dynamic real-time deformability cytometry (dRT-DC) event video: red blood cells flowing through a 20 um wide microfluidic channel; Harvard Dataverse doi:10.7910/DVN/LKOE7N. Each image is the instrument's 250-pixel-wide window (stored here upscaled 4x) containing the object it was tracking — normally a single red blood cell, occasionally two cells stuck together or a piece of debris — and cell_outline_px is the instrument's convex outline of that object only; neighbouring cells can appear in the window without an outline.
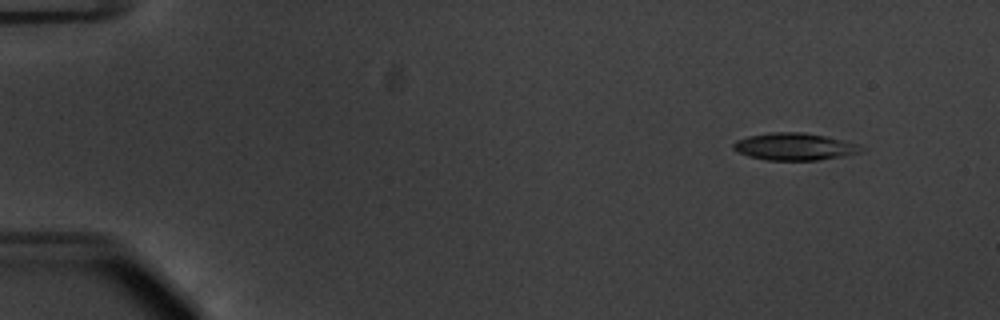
{"species": "common noctule bat (a hibernating species)", "species_latin": "Nyctalus noctula", "temperature_condition": "warm", "stored_images_in_passage": 54, "camera_frame_rate_fps": 3000, "um_per_image_px": 0.085, "animal": {"sex": "male", "body_mass_g": 20.1, "forearm_length_mm": 53.5}, "frame": {"image": 1, "passage_image": 5, "time_ms": 1.333, "image_size_px": [1000, 320], "cell_outline_px": [[868, 148], [860, 152], [844, 156], [820, 160], [764, 160], [748, 156], [736, 152], [732, 148], [732, 144], [736, 140], [748, 136], [772, 132], [804, 132], [824, 136], [860, 144]], "centroid_in_image_um": [67.54, 12.47], "position_along_channel_um": 17.5, "area_um2": 20.52}}
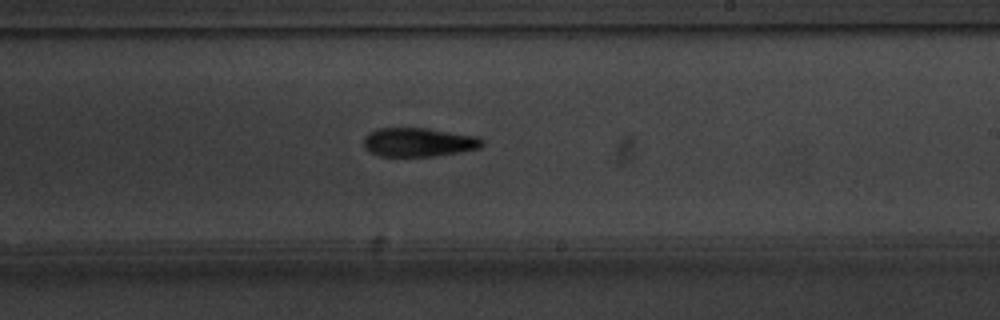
{"frame": {"image": 2, "passage_image": 33, "time_ms": 10.667, "image_size_px": [1000, 320], "cell_outline_px": [[484, 144], [480, 148], [460, 152], [436, 156], [380, 156], [364, 148], [364, 136], [368, 132], [376, 128], [428, 128], [476, 136], [484, 140]], "centroid_in_image_um": [35.58, 12.08], "position_along_channel_um": 253.4, "area_um2": 20.06}}
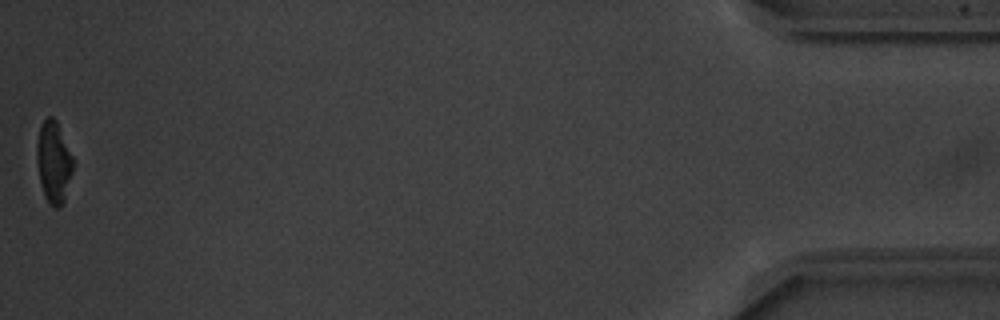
{"frame": {"image": 3, "passage_image": 54, "time_ms": 17.667, "image_size_px": [1000, 320], "cell_outline_px": [[72, 172], [64, 204], [60, 208], [56, 208], [44, 196], [40, 180], [36, 160], [36, 148], [40, 128], [44, 120], [48, 116], [52, 116], [56, 120], [72, 156]], "centroid_in_image_um": [4.55, 13.8], "position_along_channel_um": 430.6, "area_um2": 16.99}, "authors_computed_cell_mechanics": {"area_um2": 20.2011, "velocity_mm_per_s": 3.7669, "shape_relaxation_time_tau1_ms": 4.3606, "shape_relaxation_time_tau2_ms": 9.2301, "deformation_change_tau1": 0.1853, "deformation_change_tau2": 0.2403}}